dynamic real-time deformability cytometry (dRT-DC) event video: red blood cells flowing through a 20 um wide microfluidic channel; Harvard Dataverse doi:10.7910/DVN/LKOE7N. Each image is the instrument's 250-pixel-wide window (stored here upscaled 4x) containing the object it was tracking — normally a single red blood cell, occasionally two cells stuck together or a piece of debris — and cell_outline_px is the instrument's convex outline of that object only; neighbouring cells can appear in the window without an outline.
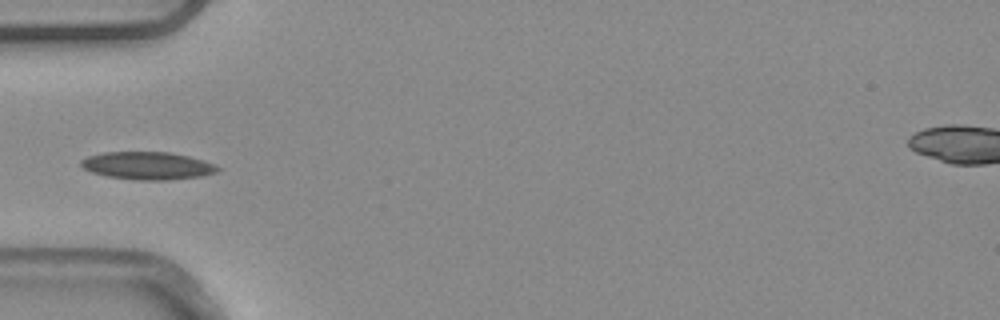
{"species": "common noctule bat (a hibernating species)", "species_latin": "Nyctalus noctula", "temperature_condition": "warm", "stored_images_in_passage": 2, "camera_frame_rate_fps": 3000, "um_per_image_px": 0.085, "animal": {"sex": "male", "body_mass_g": 20.4}, "frame": {"image": 1, "passage_image": 2, "time_ms": 0.333, "image_size_px": [1000, 320], "cell_outline_px": [[220, 168], [216, 172], [200, 176], [164, 180], [136, 180], [108, 176], [92, 172], [84, 168], [80, 164], [80, 160], [88, 156], [104, 152], [168, 152], [188, 156], [204, 160], [216, 164]], "centroid_in_image_um": [12.54, 14.08], "position_along_channel_um": 72.5, "area_um2": 21.91}}